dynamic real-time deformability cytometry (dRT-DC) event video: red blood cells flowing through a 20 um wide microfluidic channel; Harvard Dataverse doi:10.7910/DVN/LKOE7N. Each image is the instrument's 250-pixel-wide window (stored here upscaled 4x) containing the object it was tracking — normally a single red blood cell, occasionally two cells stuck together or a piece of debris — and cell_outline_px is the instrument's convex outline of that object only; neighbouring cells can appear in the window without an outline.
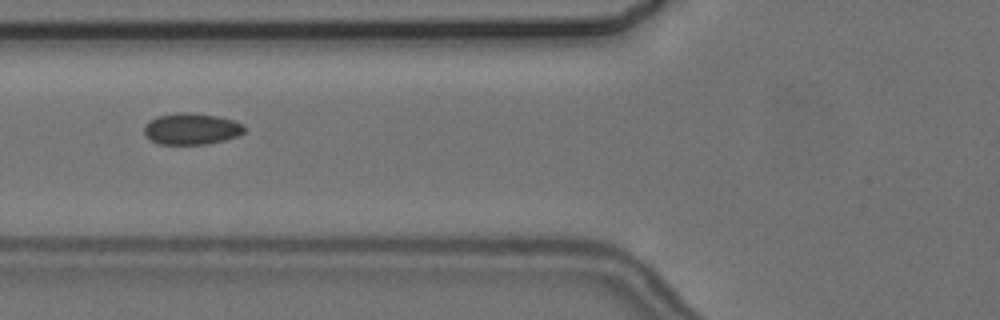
{"species": "common noctule bat (a hibernating species)", "species_latin": "Nyctalus noctula", "temperature_condition": "cold", "stored_images_in_passage": 6, "camera_frame_rate_fps": 3000, "um_per_image_px": 0.085, "animal": {"sex": "female", "body_mass_g": 24.6, "forearm_length_mm": 56.2}, "frame": {"image": 1, "passage_image": 2, "time_ms": 1.333, "image_size_px": [1000, 320], "cell_outline_px": [[244, 132], [236, 136], [224, 140], [208, 144], [160, 144], [144, 136], [144, 124], [148, 120], [156, 116], [176, 112], [188, 112], [220, 116], [244, 124]], "centroid_in_image_um": [16.23, 10.94], "position_along_channel_um": 109.6, "area_um2": 18.55}}
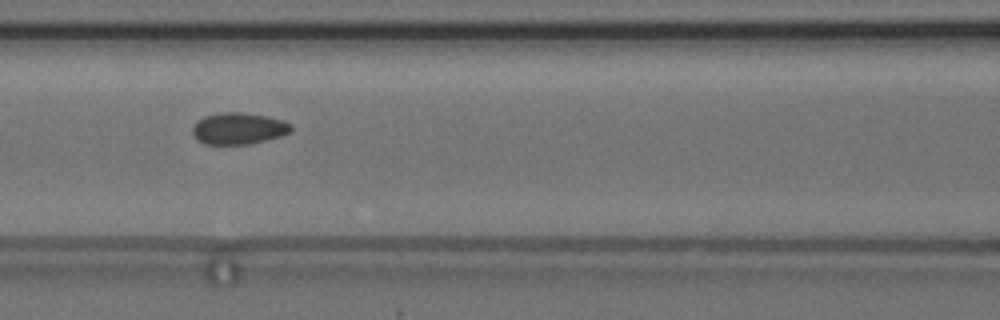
{"frame": {"image": 2, "passage_image": 3, "time_ms": 2.333, "image_size_px": [1000, 320], "cell_outline_px": [[292, 132], [284, 136], [248, 144], [204, 144], [196, 140], [192, 136], [192, 128], [196, 120], [204, 116], [220, 112], [240, 112], [268, 116], [284, 120], [292, 124]], "centroid_in_image_um": [20.28, 10.92], "position_along_channel_um": 146.3, "area_um2": 18.61}}